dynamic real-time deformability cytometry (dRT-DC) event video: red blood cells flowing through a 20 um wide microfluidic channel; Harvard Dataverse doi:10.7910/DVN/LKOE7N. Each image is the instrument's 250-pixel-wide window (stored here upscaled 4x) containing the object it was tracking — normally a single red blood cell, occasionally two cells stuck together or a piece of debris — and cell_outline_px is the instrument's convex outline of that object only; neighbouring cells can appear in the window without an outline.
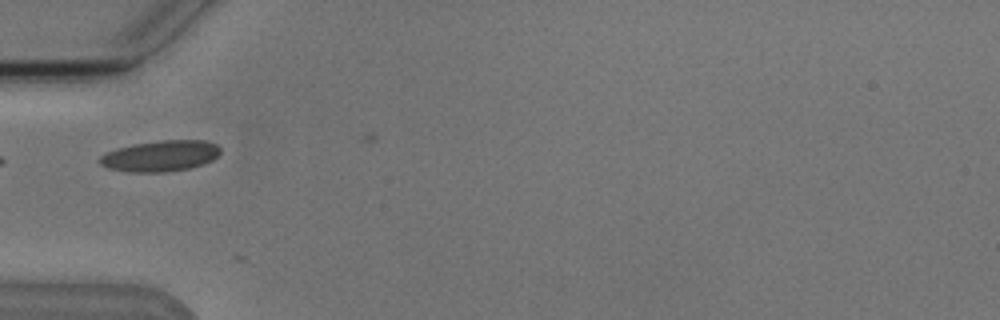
{"species": "Egyptian fruit bat (a non-hibernating species)", "species_latin": "Rousettus aegyptiacus", "temperature_condition": "cold", "stored_images_in_passage": 8, "camera_frame_rate_fps": 3000, "um_per_image_px": 0.085, "animal": {"sex": "male"}, "frame": {"image": 1, "passage_image": 5, "time_ms": 5.333, "image_size_px": [1000, 320], "cell_outline_px": [[220, 152], [212, 160], [204, 164], [188, 168], [164, 172], [132, 172], [108, 168], [100, 164], [100, 156], [104, 152], [116, 148], [132, 144], [160, 140], [204, 140], [216, 144], [220, 148]], "centroid_in_image_um": [13.61, 13.24], "position_along_channel_um": 71.4, "area_um2": 21.79}}
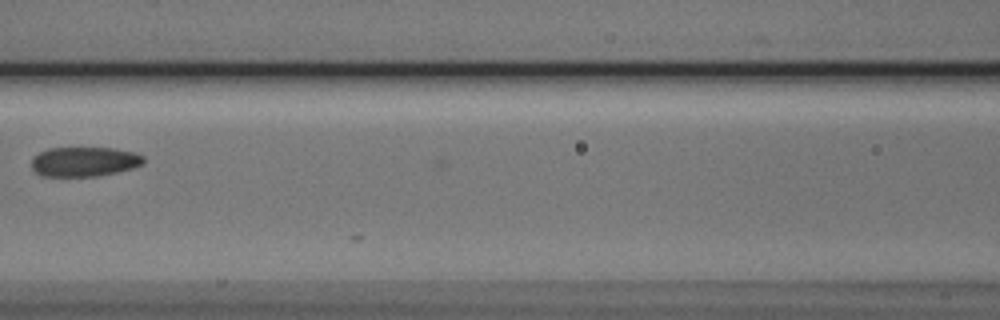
{"frame": {"image": 2, "passage_image": 7, "time_ms": 7.667, "image_size_px": [1000, 320], "cell_outline_px": [[144, 164], [132, 168], [116, 172], [96, 176], [40, 176], [32, 168], [32, 156], [48, 148], [116, 148], [136, 152], [144, 156]], "centroid_in_image_um": [7.18, 13.73], "position_along_channel_um": 159.4, "area_um2": 19.48}}